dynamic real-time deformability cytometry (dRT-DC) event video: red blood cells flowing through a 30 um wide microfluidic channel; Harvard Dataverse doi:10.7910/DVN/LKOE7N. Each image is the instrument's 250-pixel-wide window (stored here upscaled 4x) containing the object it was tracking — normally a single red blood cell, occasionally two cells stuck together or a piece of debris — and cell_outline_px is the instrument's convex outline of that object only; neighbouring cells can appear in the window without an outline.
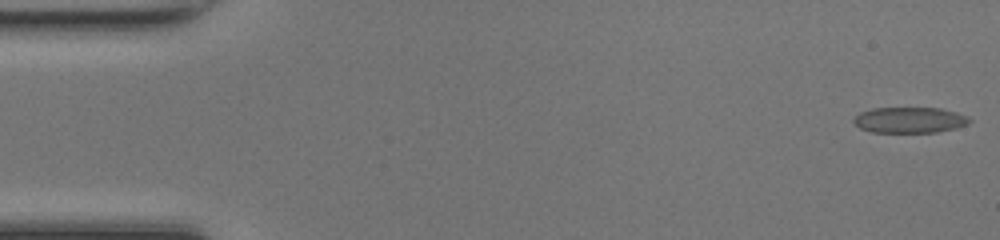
{"species": "common noctule bat (a hibernating species)", "species_latin": "Nyctalus noctula", "temperature_condition": "room temperature", "stored_images_in_passage": 48, "camera_frame_rate_fps": 3000, "um_per_image_px": 0.085, "animal": {"sex": "female", "body_mass_g": 17.0, "forearm_length_mm": 48.0}, "frame": {"image": 1, "passage_image": 1, "time_ms": 0.0, "image_size_px": [1000, 240], "cell_outline_px": [[972, 120], [968, 124], [956, 128], [936, 132], [872, 132], [860, 128], [852, 120], [860, 112], [872, 108], [940, 108], [956, 112], [968, 116]], "centroid_in_image_um": [77.34, 10.2], "position_along_channel_um": 7.7, "area_um2": 17.4}}
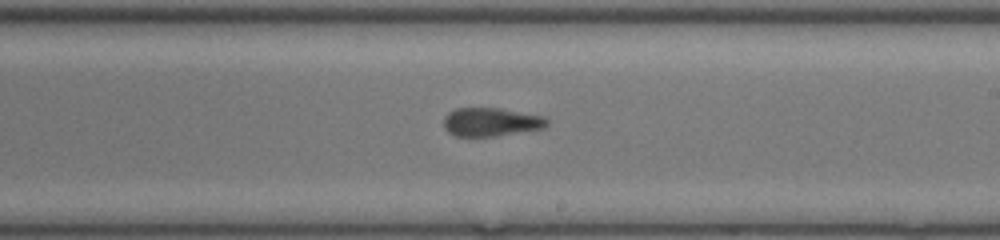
{"frame": {"image": 2, "passage_image": 28, "time_ms": 9.0, "image_size_px": [1000, 240], "cell_outline_px": [[548, 124], [544, 128], [496, 136], [456, 136], [448, 132], [444, 128], [444, 116], [448, 112], [456, 108], [500, 108], [544, 116], [548, 120]], "centroid_in_image_um": [41.73, 10.36], "position_along_channel_um": 247.3, "area_um2": 17.22}}
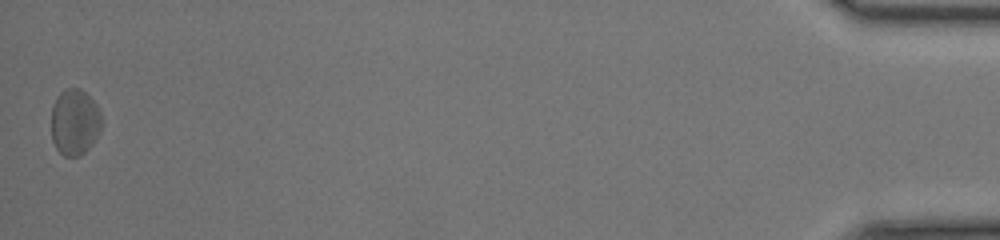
{"frame": {"image": 3, "passage_image": 48, "time_ms": 15.667, "image_size_px": [1000, 240], "cell_outline_px": [[104, 120], [100, 132], [92, 144], [80, 156], [64, 156], [56, 148], [52, 140], [52, 108], [56, 96], [64, 88], [80, 88], [96, 104]], "centroid_in_image_um": [6.37, 10.37], "position_along_channel_um": 428.8, "area_um2": 19.59}, "authors_computed_cell_mechanics": {"area_um2": 17.6868, "velocity_mm_per_s": 4.2686, "shape_relaxation_time_tau1_ms": null, "shape_relaxation_time_tau2_ms": 2.4295, "deformation_change_tau1": null, "deformation_change_tau2": 0.0926}}